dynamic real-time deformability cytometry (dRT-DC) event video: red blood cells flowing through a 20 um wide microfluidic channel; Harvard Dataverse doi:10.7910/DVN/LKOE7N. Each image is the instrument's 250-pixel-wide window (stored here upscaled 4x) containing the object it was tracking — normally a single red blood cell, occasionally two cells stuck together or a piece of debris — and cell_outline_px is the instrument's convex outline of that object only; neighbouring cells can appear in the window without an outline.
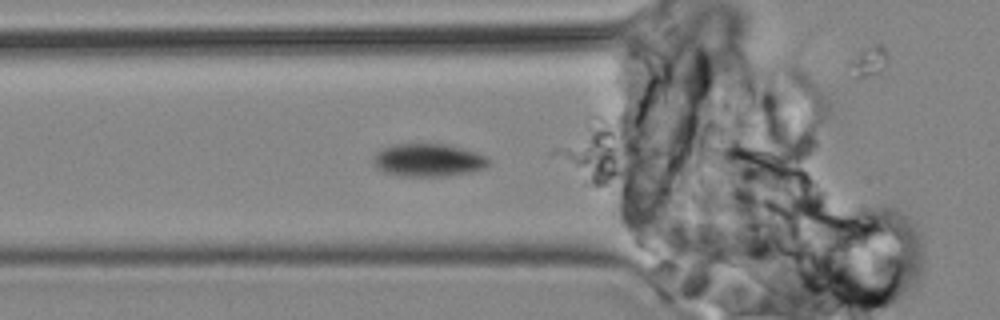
{"species": "common noctule bat (a hibernating species)", "species_latin": "Nyctalus noctula", "temperature_condition": "cold", "stored_images_in_passage": 13, "camera_frame_rate_fps": 3000, "um_per_image_px": 0.085, "animal": {"sex": "male", "body_mass_g": 19.2, "forearm_length_mm": 51.8}, "frame": {"image": 1, "passage_image": 12, "time_ms": 14.0, "image_size_px": [1000, 320], "cell_outline_px": [[488, 164], [484, 168], [472, 172], [448, 176], [404, 176], [384, 172], [376, 168], [372, 160], [376, 152], [380, 148], [392, 144], [448, 144], [464, 148], [476, 152], [484, 156], [488, 160]], "centroid_in_image_um": [36.37, 13.6], "position_along_channel_um": 89.4, "area_um2": 22.25}}